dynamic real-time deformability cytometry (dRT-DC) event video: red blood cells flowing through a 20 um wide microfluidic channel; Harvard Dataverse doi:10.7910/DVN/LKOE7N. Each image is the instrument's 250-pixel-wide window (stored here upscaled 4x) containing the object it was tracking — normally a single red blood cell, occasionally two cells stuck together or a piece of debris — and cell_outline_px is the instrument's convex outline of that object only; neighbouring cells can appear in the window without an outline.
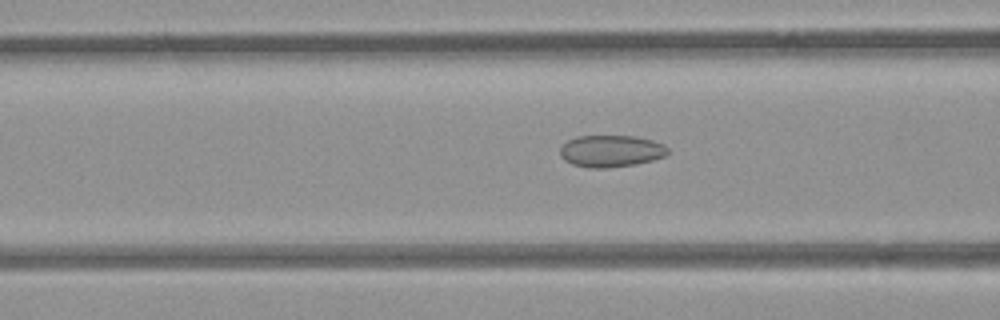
{"species": "common noctule bat (a hibernating species)", "species_latin": "Nyctalus noctula", "temperature_condition": "room temperature", "stored_images_in_passage": 7, "camera_frame_rate_fps": 3000, "um_per_image_px": 0.085, "animal": {"sex": "female", "body_mass_g": 21.9}, "frame": {"image": 1, "passage_image": 5, "time_ms": 1.333, "image_size_px": [1000, 320], "cell_outline_px": [[668, 152], [664, 156], [652, 160], [636, 164], [608, 168], [588, 168], [572, 164], [564, 160], [560, 156], [560, 148], [568, 140], [576, 136], [636, 136], [652, 140], [664, 144], [668, 148]], "centroid_in_image_um": [51.92, 12.84], "position_along_channel_um": 114.7, "area_um2": 20.11}}